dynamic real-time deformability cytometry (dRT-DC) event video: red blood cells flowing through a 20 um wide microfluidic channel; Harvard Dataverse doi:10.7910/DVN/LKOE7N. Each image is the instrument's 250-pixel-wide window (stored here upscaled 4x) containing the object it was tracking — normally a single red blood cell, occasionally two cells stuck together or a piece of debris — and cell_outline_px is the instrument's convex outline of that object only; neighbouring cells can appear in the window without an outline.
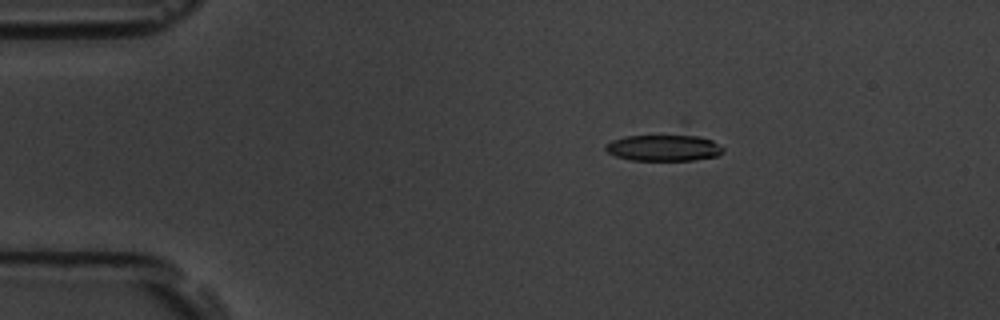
{"species": "common noctule bat (a hibernating species)", "species_latin": "Nyctalus noctula", "temperature_condition": "room temperature", "stored_images_in_passage": 10, "camera_frame_rate_fps": 3000, "um_per_image_px": 0.085, "animal": {"sex": "male", "body_mass_g": 19.5, "forearm_length_mm": 54.6}, "frame": {"image": 1, "passage_image": 5, "time_ms": 4.667, "image_size_px": [1000, 320], "cell_outline_px": [[724, 152], [716, 156], [692, 160], [632, 160], [616, 156], [608, 152], [604, 148], [604, 144], [612, 140], [624, 136], [680, 120], [688, 120], [724, 148]], "centroid_in_image_um": [56.61, 12.22], "position_along_channel_um": 28.4, "area_um2": 23.41}}
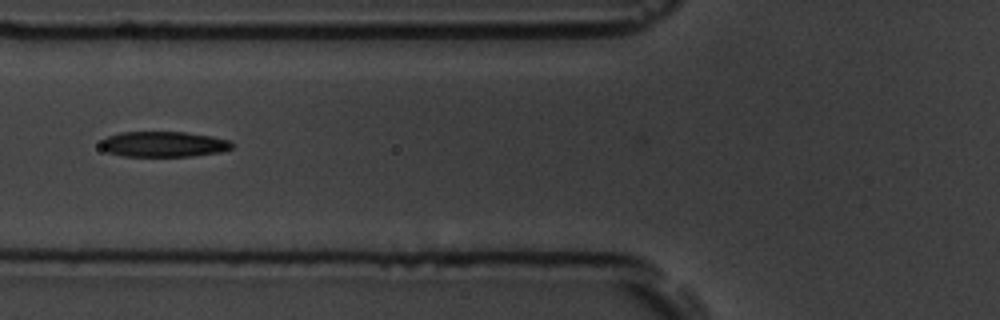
{"frame": {"image": 2, "passage_image": 8, "time_ms": 8.667, "image_size_px": [1000, 320], "cell_outline_px": [[232, 148], [220, 152], [192, 156], [124, 156], [108, 152], [100, 148], [100, 144], [108, 136], [120, 132], [184, 132], [212, 136], [232, 140]], "centroid_in_image_um": [13.93, 12.25], "position_along_channel_um": 111.9, "area_um2": 19.48}}
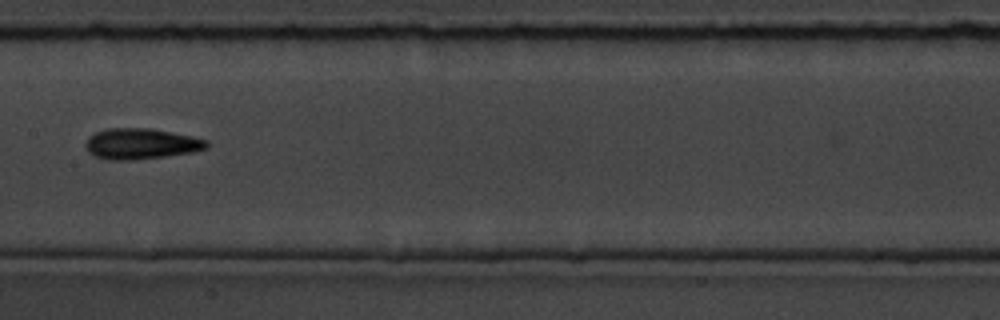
{"frame": {"image": 3, "passage_image": 10, "time_ms": 11.0, "image_size_px": [1000, 320], "cell_outline_px": [[208, 148], [192, 152], [164, 156], [132, 160], [108, 160], [96, 156], [88, 152], [84, 144], [88, 136], [104, 128], [152, 128], [192, 136], [208, 140]], "centroid_in_image_um": [11.96, 12.21], "position_along_channel_um": 195.4, "area_um2": 21.85}}